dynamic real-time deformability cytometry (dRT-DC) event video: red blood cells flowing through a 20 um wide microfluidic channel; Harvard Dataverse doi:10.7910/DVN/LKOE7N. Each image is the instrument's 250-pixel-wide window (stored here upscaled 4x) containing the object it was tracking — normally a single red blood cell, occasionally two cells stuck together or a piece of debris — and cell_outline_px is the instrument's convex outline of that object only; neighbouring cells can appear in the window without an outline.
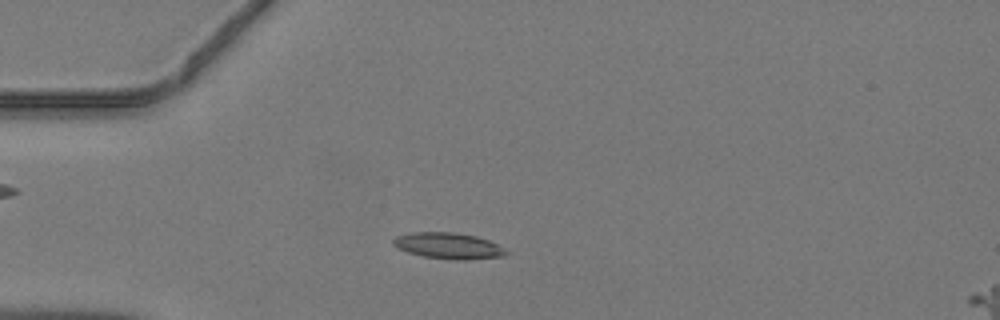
{"species": "common noctule bat (a hibernating species)", "species_latin": "Nyctalus noctula", "temperature_condition": "warm", "stored_images_in_passage": 44, "camera_frame_rate_fps": 3000, "um_per_image_px": 0.085, "animal": {"sex": "male", "body_mass_g": 19.2, "forearm_length_mm": 51.8}, "frame": {"image": 1, "passage_image": 10, "time_ms": 3.0, "image_size_px": [1000, 320], "cell_outline_px": [[508, 252], [504, 256], [468, 260], [452, 260], [424, 256], [408, 252], [392, 244], [392, 240], [396, 236], [412, 232], [452, 232], [476, 236], [488, 240], [504, 248]], "centroid_in_image_um": [38.12, 20.89], "position_along_channel_um": 46.9, "area_um2": 17.11}}
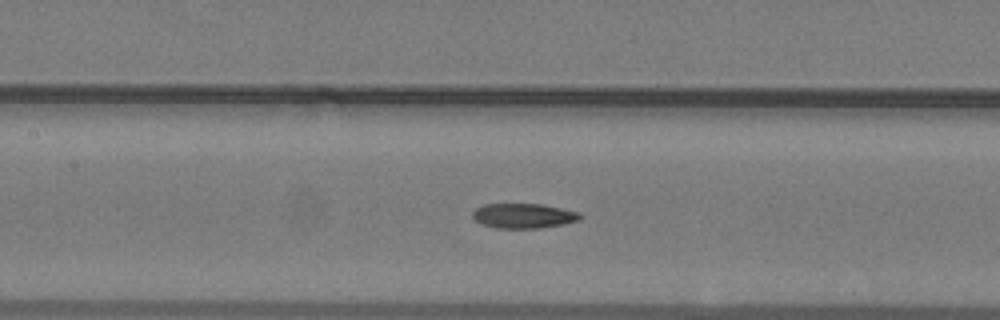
{"frame": {"image": 2, "passage_image": 19, "time_ms": 6.0, "image_size_px": [1000, 320], "cell_outline_px": [[584, 216], [580, 220], [564, 224], [536, 228], [496, 228], [480, 224], [472, 216], [472, 212], [476, 208], [484, 204], [540, 204], [580, 212]], "centroid_in_image_um": [44.51, 18.34], "position_along_channel_um": 162.9, "area_um2": 15.61}}
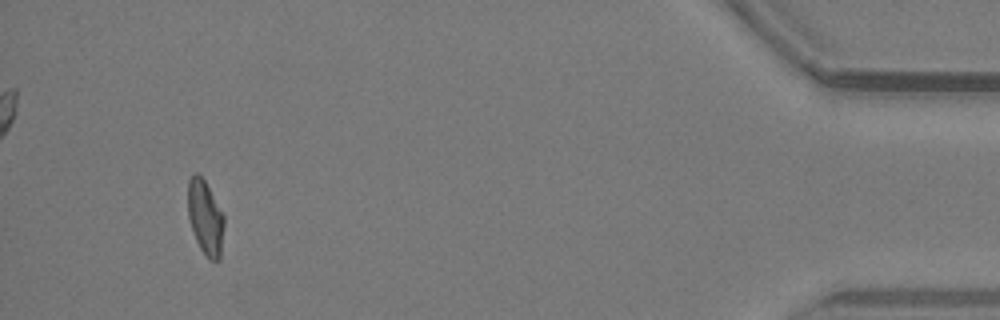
{"frame": {"image": 3, "passage_image": 41, "time_ms": 13.333, "image_size_px": [1000, 320], "cell_outline_px": [[224, 224], [220, 260], [208, 260], [200, 248], [196, 240], [188, 216], [188, 180], [196, 172], [204, 180], [224, 216]], "centroid_in_image_um": [17.45, 18.53], "position_along_channel_um": 417.8, "area_um2": 15.49}}